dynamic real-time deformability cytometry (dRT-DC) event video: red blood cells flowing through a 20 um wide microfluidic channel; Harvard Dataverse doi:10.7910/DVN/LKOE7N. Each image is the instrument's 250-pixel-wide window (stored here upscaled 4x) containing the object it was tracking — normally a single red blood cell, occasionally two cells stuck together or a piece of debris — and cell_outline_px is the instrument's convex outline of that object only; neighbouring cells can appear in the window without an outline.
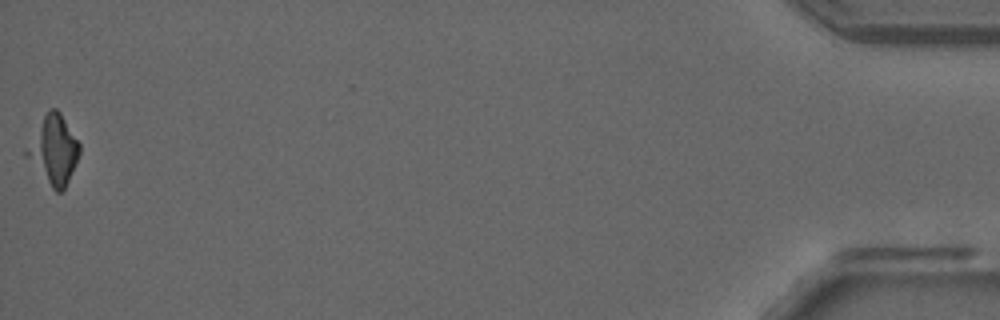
{"species": "common noctule bat (a hibernating species)", "species_latin": "Nyctalus noctula", "temperature_condition": "room temperature", "stored_images_in_passage": 38, "camera_frame_rate_fps": 3000, "um_per_image_px": 0.085, "animal": {"sex": "male", "forearm_length_mm": 52.5}, "frame": {"image": 1, "passage_image": 38, "time_ms": 12.333, "image_size_px": [1000, 320], "cell_outline_px": [[80, 152], [68, 180], [64, 188], [60, 192], [56, 192], [52, 188], [24, 152], [48, 108], [56, 108], [60, 112], [80, 144]], "centroid_in_image_um": [4.59, 12.71], "position_along_channel_um": 430.6, "area_um2": 20.17}, "authors_computed_cell_mechanics": {"area_um2": 17.6579, "velocity_mm_per_s": 3.8778, "shape_relaxation_time_tau1_ms": null, "shape_relaxation_time_tau2_ms": 10.8424, "deformation_change_tau1": null, "deformation_change_tau2": 0.2207}}